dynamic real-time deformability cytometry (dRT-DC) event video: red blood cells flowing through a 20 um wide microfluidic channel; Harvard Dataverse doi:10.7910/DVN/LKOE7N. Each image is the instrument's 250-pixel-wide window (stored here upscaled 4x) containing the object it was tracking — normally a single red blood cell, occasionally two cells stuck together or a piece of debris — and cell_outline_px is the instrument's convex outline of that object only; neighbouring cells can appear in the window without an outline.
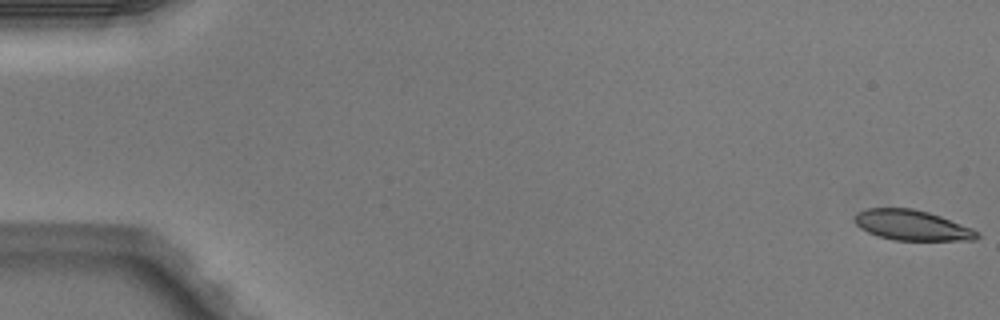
{"species": "Egyptian fruit bat (a non-hibernating species)", "species_latin": "Rousettus aegyptiacus", "temperature_condition": "warm", "stored_images_in_passage": 51, "camera_frame_rate_fps": 3000, "um_per_image_px": 0.085, "animal": {"sex": "male"}, "frame": {"image": 1, "passage_image": 1, "time_ms": 0.0, "image_size_px": [1000, 320], "cell_outline_px": [[980, 236], [976, 240], [896, 240], [880, 236], [868, 232], [860, 228], [856, 224], [856, 212], [864, 208], [912, 208], [928, 212], [940, 216], [972, 228], [980, 232]], "centroid_in_image_um": [77.54, 19.14], "position_along_channel_um": 7.5, "area_um2": 21.5}}
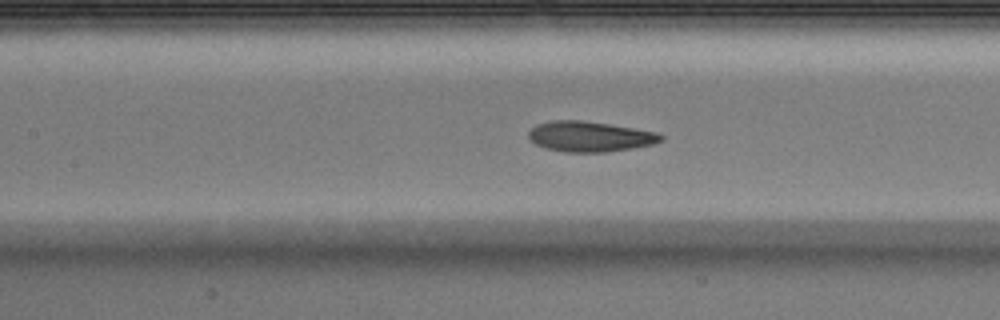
{"frame": {"image": 2, "passage_image": 24, "time_ms": 7.667, "image_size_px": [1000, 320], "cell_outline_px": [[664, 140], [652, 144], [632, 148], [604, 152], [568, 152], [548, 148], [536, 144], [528, 136], [528, 132], [536, 124], [552, 120], [580, 120], [608, 124], [656, 132], [664, 136]], "centroid_in_image_um": [50.14, 11.6], "position_along_channel_um": 157.3, "area_um2": 23.12}}
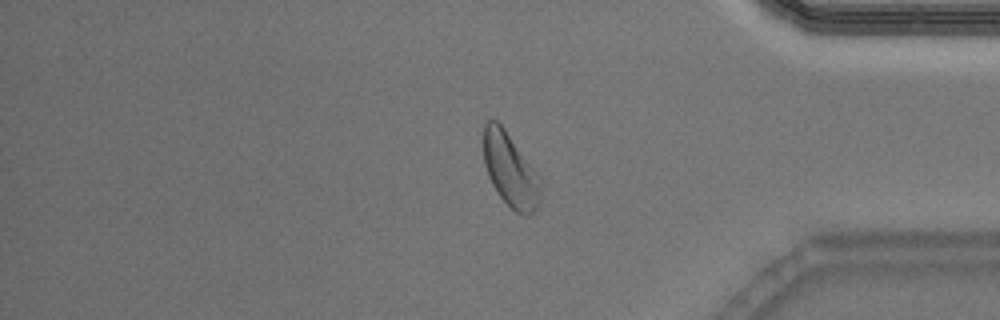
{"frame": {"image": 3, "passage_image": 43, "time_ms": 14.0, "image_size_px": [1000, 320], "cell_outline_px": [[540, 200], [536, 208], [528, 216], [524, 216], [516, 212], [500, 196], [492, 184], [488, 176], [484, 164], [484, 124], [488, 120], [496, 120], [504, 128], [540, 176]], "centroid_in_image_um": [43.38, 14.46], "position_along_channel_um": 391.8, "area_um2": 24.28}, "authors_computed_cell_mechanics": {"area_um2": 23.3512, "velocity_mm_per_s": 4.0206, "shape_relaxation_time_tau1_ms": 3.6081, "shape_relaxation_time_tau2_ms": 1.6109, "deformation_change_tau1": 0.1328, "deformation_change_tau2": 0.0815}}